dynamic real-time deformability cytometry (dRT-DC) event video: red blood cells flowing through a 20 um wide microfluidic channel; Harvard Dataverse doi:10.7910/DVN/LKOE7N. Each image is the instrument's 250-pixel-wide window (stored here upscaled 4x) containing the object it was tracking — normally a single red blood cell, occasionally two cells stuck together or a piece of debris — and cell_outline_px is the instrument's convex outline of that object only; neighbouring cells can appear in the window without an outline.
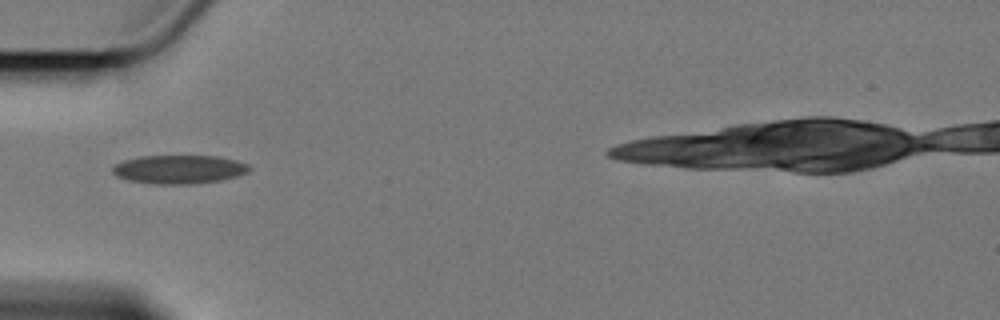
{"species": "Egyptian fruit bat (a non-hibernating species)", "species_latin": "Rousettus aegyptiacus", "temperature_condition": "cold", "stored_images_in_passage": 10, "camera_frame_rate_fps": 3000, "um_per_image_px": 0.085, "animal": {"sex": "female"}, "frame": {"image": 1, "passage_image": 2, "time_ms": 1.333, "image_size_px": [1000, 320], "cell_outline_px": [[252, 168], [248, 172], [236, 176], [220, 180], [196, 184], [156, 184], [128, 180], [116, 176], [112, 172], [112, 168], [116, 164], [124, 160], [140, 156], [216, 156], [236, 160], [248, 164]], "centroid_in_image_um": [15.23, 14.4], "position_along_channel_um": 69.8, "area_um2": 22.83}}
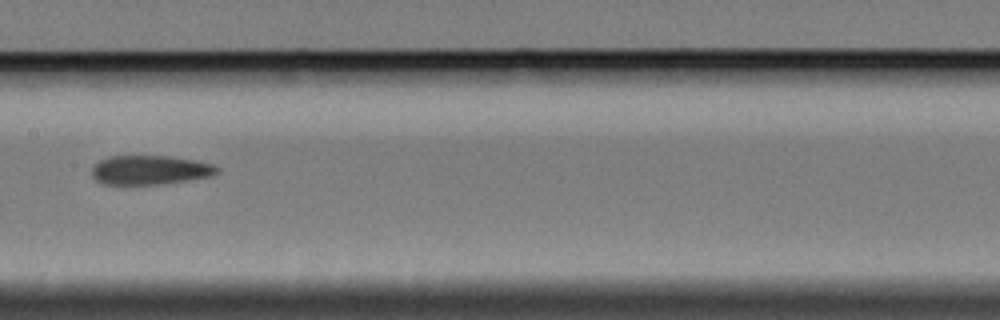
{"frame": {"image": 2, "passage_image": 5, "time_ms": 5.0, "image_size_px": [1000, 320], "cell_outline_px": [[220, 172], [212, 176], [160, 184], [104, 184], [96, 180], [92, 176], [92, 168], [100, 160], [108, 156], [168, 156], [196, 160], [212, 164], [220, 168]], "centroid_in_image_um": [12.77, 14.44], "position_along_channel_um": 194.6, "area_um2": 21.27}}
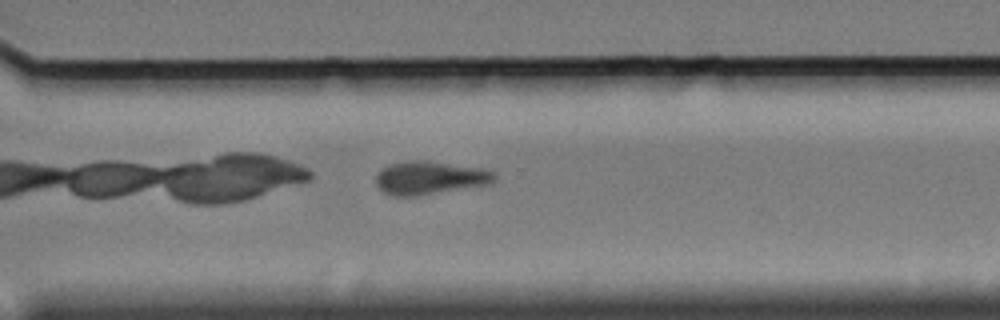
{"frame": {"image": 3, "passage_image": 10, "time_ms": 14.667, "image_size_px": [1000, 320], "cell_outline_px": [[496, 180], [492, 184], [416, 196], [392, 196], [384, 192], [376, 184], [376, 172], [380, 168], [388, 164], [408, 160], [428, 160], [484, 168], [496, 172]], "centroid_in_image_um": [36.55, 15.1], "position_along_channel_um": 334.0, "area_um2": 23.52}}